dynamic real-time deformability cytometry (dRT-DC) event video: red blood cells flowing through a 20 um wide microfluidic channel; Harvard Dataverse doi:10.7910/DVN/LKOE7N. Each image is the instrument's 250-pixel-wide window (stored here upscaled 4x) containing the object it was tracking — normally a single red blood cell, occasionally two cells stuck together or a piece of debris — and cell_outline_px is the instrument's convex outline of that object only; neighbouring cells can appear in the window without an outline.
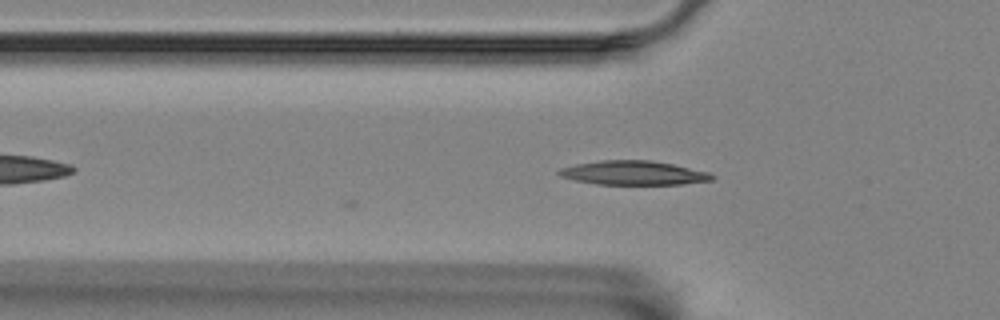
{"species": "Egyptian fruit bat (a non-hibernating species)", "species_latin": "Rousettus aegyptiacus", "temperature_condition": "room temperature", "stored_images_in_passage": 2, "camera_frame_rate_fps": 3000, "um_per_image_px": 0.085, "animal": {"sex": "female"}, "frame": {"image": 1, "passage_image": 2, "time_ms": 0.333, "image_size_px": [1000, 320], "cell_outline_px": [[716, 176], [712, 180], [680, 184], [596, 184], [576, 180], [560, 176], [556, 172], [560, 168], [576, 164], [600, 160], [652, 160], [672, 164], [708, 172]], "centroid_in_image_um": [53.83, 14.69], "position_along_channel_um": 72.0, "area_um2": 21.33}}